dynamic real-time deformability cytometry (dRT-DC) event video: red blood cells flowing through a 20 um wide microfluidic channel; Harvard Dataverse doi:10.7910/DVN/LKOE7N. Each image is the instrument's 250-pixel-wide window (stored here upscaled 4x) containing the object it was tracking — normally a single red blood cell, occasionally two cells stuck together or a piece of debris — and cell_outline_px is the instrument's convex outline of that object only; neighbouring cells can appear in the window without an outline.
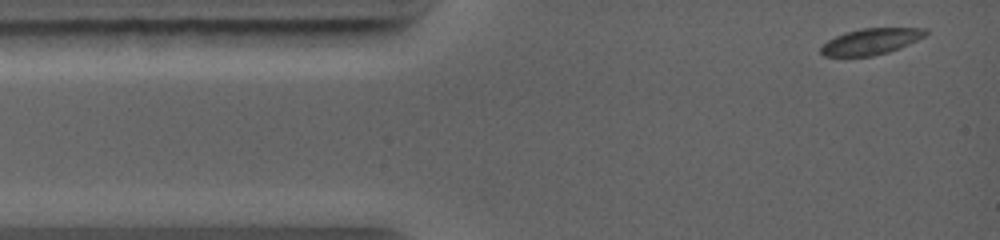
{"species": "common noctule bat (a hibernating species)", "species_latin": "Nyctalus noctula", "temperature_condition": "warm", "stored_images_in_passage": 28, "camera_frame_rate_fps": 5000, "um_per_image_px": 0.085, "animal": {"sex": "female", "body_mass_g": 19.0, "forearm_length_mm": 56.7}, "frame": {"image": 1, "passage_image": 1, "time_ms": 0.0, "image_size_px": [1000, 240], "cell_outline_px": [[928, 32], [924, 36], [908, 44], [888, 52], [872, 56], [824, 56], [820, 52], [820, 48], [828, 40], [844, 32], [860, 28], [928, 28]], "centroid_in_image_um": [74.01, 3.51], "position_along_channel_um": 11.0, "area_um2": 15.84}}
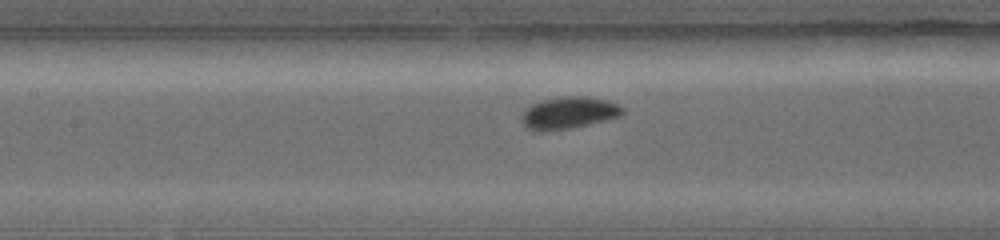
{"frame": {"image": 2, "passage_image": 12, "time_ms": 4.4, "image_size_px": [1000, 240], "cell_outline_px": [[624, 112], [620, 116], [572, 128], [544, 132], [536, 132], [524, 128], [520, 120], [520, 116], [524, 108], [532, 104], [544, 100], [560, 96], [588, 96], [608, 100], [624, 108]], "centroid_in_image_um": [48.26, 9.6], "position_along_channel_um": 159.1, "area_um2": 19.25}}
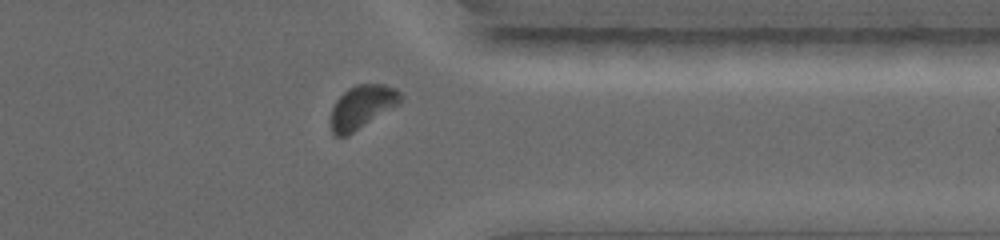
{"frame": {"image": 3, "passage_image": 24, "time_ms": 9.2, "image_size_px": [1000, 240], "cell_outline_px": [[404, 100], [400, 104], [348, 136], [336, 136], [332, 132], [328, 124], [328, 120], [332, 108], [336, 100], [348, 88], [356, 84], [384, 84], [396, 88], [404, 96]], "centroid_in_image_um": [30.77, 9.1], "position_along_channel_um": 380.6, "area_um2": 18.21}}